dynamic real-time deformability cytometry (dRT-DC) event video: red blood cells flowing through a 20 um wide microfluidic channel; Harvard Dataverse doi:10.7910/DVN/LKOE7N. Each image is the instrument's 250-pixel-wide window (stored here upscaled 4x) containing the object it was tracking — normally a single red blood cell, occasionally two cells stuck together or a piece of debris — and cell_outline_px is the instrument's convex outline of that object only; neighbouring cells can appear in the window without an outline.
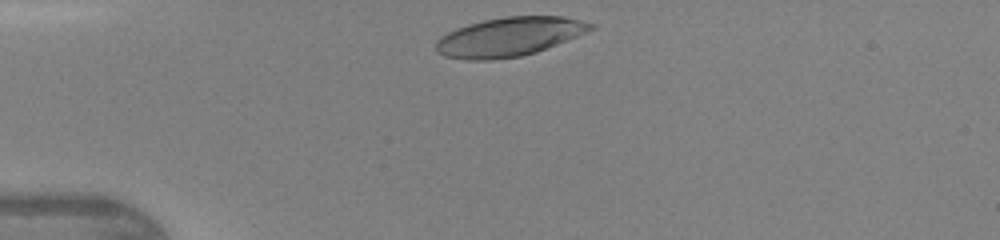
{"species": "human", "species_latin": "Homo sapiens", "temperature_condition": "warm", "stored_images_in_passage": 27, "camera_frame_rate_fps": 3000, "um_per_image_px": 0.085, "donor": {"sex": "female"}, "frame": {"image": 1, "passage_image": 1, "time_ms": 0.0, "image_size_px": [1000, 240], "cell_outline_px": [[596, 28], [536, 52], [520, 56], [492, 60], [468, 60], [444, 56], [436, 52], [436, 40], [440, 36], [456, 28], [468, 24], [484, 20], [504, 16], [564, 16], [596, 24]], "centroid_in_image_um": [43.26, 3.12], "position_along_channel_um": 41.7, "area_um2": 35.14}}
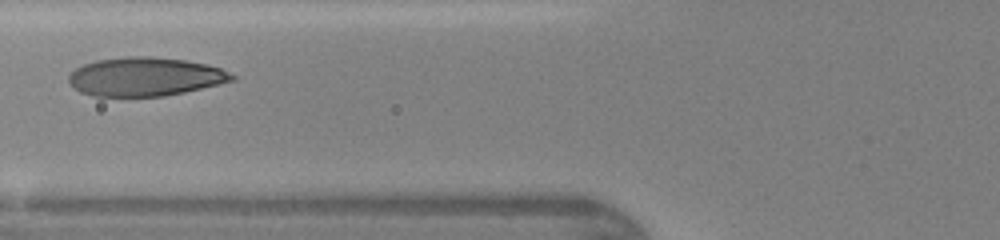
{"frame": {"image": 2, "passage_image": 8, "time_ms": 2.333, "image_size_px": [1000, 240], "cell_outline_px": [[236, 80], [184, 92], [164, 96], [92, 96], [80, 92], [72, 88], [68, 80], [68, 76], [76, 68], [84, 64], [96, 60], [128, 56], [152, 56], [184, 60], [208, 64], [220, 68], [236, 76]], "centroid_in_image_um": [12.32, 6.52], "position_along_channel_um": 113.5, "area_um2": 36.93}}
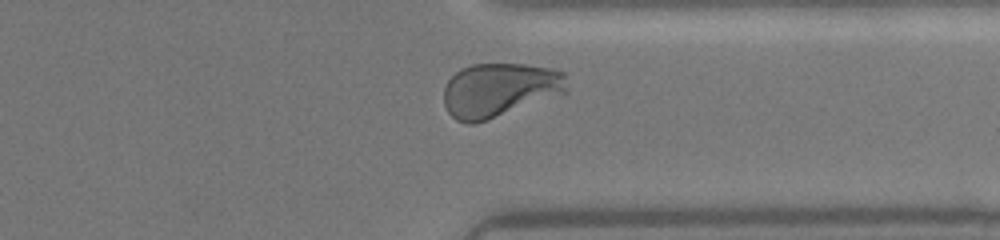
{"frame": {"image": 3, "passage_image": 25, "time_ms": 8.0, "image_size_px": [1000, 240], "cell_outline_px": [[564, 92], [476, 124], [468, 124], [456, 120], [448, 112], [444, 104], [444, 88], [448, 80], [460, 68], [472, 64], [524, 64], [548, 68], [564, 72]], "centroid_in_image_um": [42.36, 7.64], "position_along_channel_um": 369.0, "area_um2": 38.09}}